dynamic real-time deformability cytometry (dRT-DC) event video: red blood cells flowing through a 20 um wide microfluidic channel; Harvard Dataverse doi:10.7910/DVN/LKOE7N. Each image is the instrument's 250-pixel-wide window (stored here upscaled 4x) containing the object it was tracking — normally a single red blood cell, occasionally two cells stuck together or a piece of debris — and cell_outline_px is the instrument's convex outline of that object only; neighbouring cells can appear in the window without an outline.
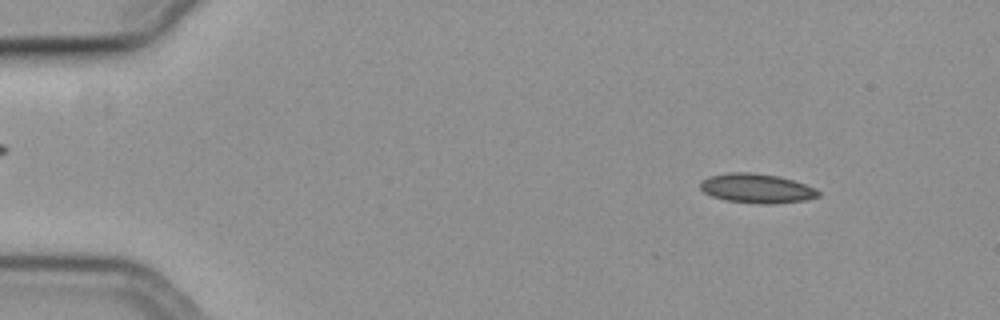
{"species": "common noctule bat (a hibernating species)", "species_latin": "Nyctalus noctula", "temperature_condition": "cold", "stored_images_in_passage": 57, "camera_frame_rate_fps": 3000, "um_per_image_px": 0.085, "animal": {"sex": "female", "body_mass_g": 19.3, "forearm_length_mm": 54.1}, "frame": {"image": 1, "passage_image": 8, "time_ms": 2.333, "image_size_px": [1000, 320], "cell_outline_px": [[820, 196], [804, 200], [776, 204], [756, 204], [724, 200], [712, 196], [704, 192], [700, 188], [700, 184], [708, 176], [728, 172], [756, 172], [776, 176], [792, 180], [816, 188], [820, 192]], "centroid_in_image_um": [64.31, 16.02], "position_along_channel_um": 20.7, "area_um2": 20.35}}
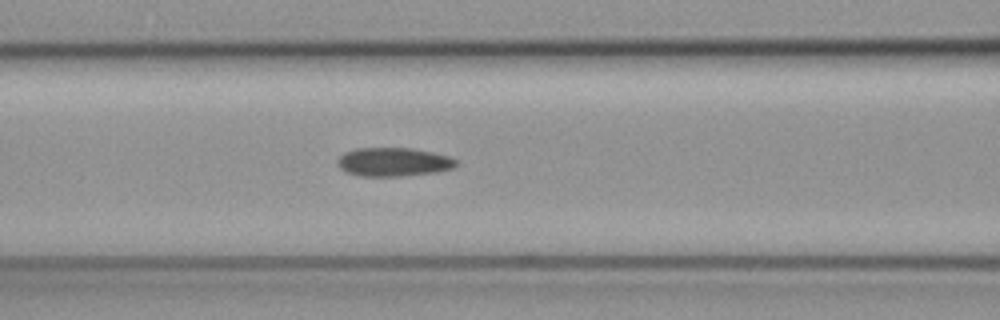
{"frame": {"image": 2, "passage_image": 25, "time_ms": 8.0, "image_size_px": [1000, 320], "cell_outline_px": [[456, 164], [452, 168], [436, 172], [404, 176], [360, 176], [348, 172], [340, 168], [336, 164], [336, 160], [344, 152], [356, 148], [412, 148], [432, 152], [448, 156], [456, 160]], "centroid_in_image_um": [33.41, 13.76], "position_along_channel_um": 133.2, "area_um2": 19.83}}
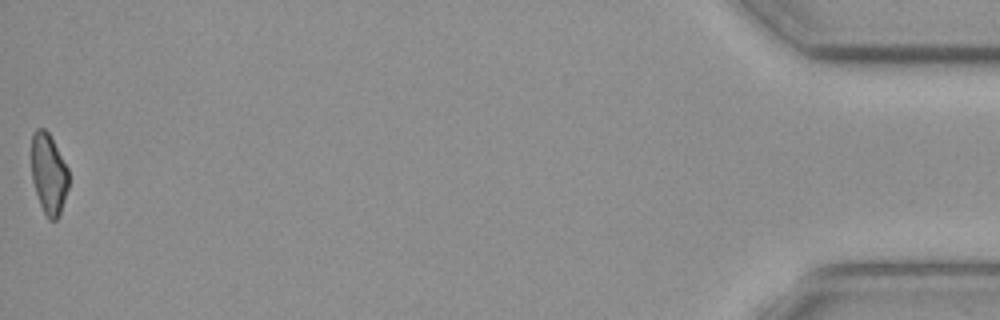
{"frame": {"image": 3, "passage_image": 57, "time_ms": 18.667, "image_size_px": [1000, 320], "cell_outline_px": [[68, 188], [60, 216], [56, 220], [48, 220], [40, 204], [32, 180], [32, 132], [36, 128], [44, 128], [48, 132], [68, 168]], "centroid_in_image_um": [4.14, 14.79], "position_along_channel_um": 431.1, "area_um2": 17.46}, "authors_computed_cell_mechanics": {"area_um2": 19.7676, "velocity_mm_per_s": 3.7329, "shape_relaxation_time_tau1_ms": null, "shape_relaxation_time_tau2_ms": 8.8445, "deformation_change_tau1": null, "deformation_change_tau2": 0.1518}}